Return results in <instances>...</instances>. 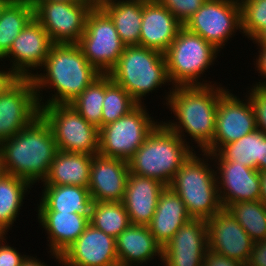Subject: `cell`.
<instances>
[{
  "instance_id": "f546056e",
  "label": "cell",
  "mask_w": 266,
  "mask_h": 266,
  "mask_svg": "<svg viewBox=\"0 0 266 266\" xmlns=\"http://www.w3.org/2000/svg\"><path fill=\"white\" fill-rule=\"evenodd\" d=\"M31 188L32 185L22 178L4 172L0 175V234H7L13 226Z\"/></svg>"
},
{
  "instance_id": "7dc6e473",
  "label": "cell",
  "mask_w": 266,
  "mask_h": 266,
  "mask_svg": "<svg viewBox=\"0 0 266 266\" xmlns=\"http://www.w3.org/2000/svg\"><path fill=\"white\" fill-rule=\"evenodd\" d=\"M12 78V76L6 70H0V91L4 85Z\"/></svg>"
},
{
  "instance_id": "603a6c76",
  "label": "cell",
  "mask_w": 266,
  "mask_h": 266,
  "mask_svg": "<svg viewBox=\"0 0 266 266\" xmlns=\"http://www.w3.org/2000/svg\"><path fill=\"white\" fill-rule=\"evenodd\" d=\"M37 212L38 222L47 231L49 252L61 264V255L90 224L89 217L58 211Z\"/></svg>"
},
{
  "instance_id": "4fadbf2b",
  "label": "cell",
  "mask_w": 266,
  "mask_h": 266,
  "mask_svg": "<svg viewBox=\"0 0 266 266\" xmlns=\"http://www.w3.org/2000/svg\"><path fill=\"white\" fill-rule=\"evenodd\" d=\"M34 18L53 44H78L91 9L84 2L31 1Z\"/></svg>"
},
{
  "instance_id": "60d3db41",
  "label": "cell",
  "mask_w": 266,
  "mask_h": 266,
  "mask_svg": "<svg viewBox=\"0 0 266 266\" xmlns=\"http://www.w3.org/2000/svg\"><path fill=\"white\" fill-rule=\"evenodd\" d=\"M246 266H266V239L254 242V246Z\"/></svg>"
},
{
  "instance_id": "816d5d0a",
  "label": "cell",
  "mask_w": 266,
  "mask_h": 266,
  "mask_svg": "<svg viewBox=\"0 0 266 266\" xmlns=\"http://www.w3.org/2000/svg\"><path fill=\"white\" fill-rule=\"evenodd\" d=\"M3 173V170H2V165H1V161H0V175Z\"/></svg>"
},
{
  "instance_id": "8d00e7d4",
  "label": "cell",
  "mask_w": 266,
  "mask_h": 266,
  "mask_svg": "<svg viewBox=\"0 0 266 266\" xmlns=\"http://www.w3.org/2000/svg\"><path fill=\"white\" fill-rule=\"evenodd\" d=\"M184 25L206 0H157Z\"/></svg>"
},
{
  "instance_id": "52a82bcc",
  "label": "cell",
  "mask_w": 266,
  "mask_h": 266,
  "mask_svg": "<svg viewBox=\"0 0 266 266\" xmlns=\"http://www.w3.org/2000/svg\"><path fill=\"white\" fill-rule=\"evenodd\" d=\"M218 53L220 51L211 43L182 26L164 53L170 83L173 86L219 84L200 79L201 74L204 75L209 66L214 64Z\"/></svg>"
},
{
  "instance_id": "ee69618b",
  "label": "cell",
  "mask_w": 266,
  "mask_h": 266,
  "mask_svg": "<svg viewBox=\"0 0 266 266\" xmlns=\"http://www.w3.org/2000/svg\"><path fill=\"white\" fill-rule=\"evenodd\" d=\"M260 201L266 206V172H260Z\"/></svg>"
},
{
  "instance_id": "ab89813d",
  "label": "cell",
  "mask_w": 266,
  "mask_h": 266,
  "mask_svg": "<svg viewBox=\"0 0 266 266\" xmlns=\"http://www.w3.org/2000/svg\"><path fill=\"white\" fill-rule=\"evenodd\" d=\"M203 266H246V265L237 260L230 259L226 256H223L208 249L204 256Z\"/></svg>"
},
{
  "instance_id": "d4e9b609",
  "label": "cell",
  "mask_w": 266,
  "mask_h": 266,
  "mask_svg": "<svg viewBox=\"0 0 266 266\" xmlns=\"http://www.w3.org/2000/svg\"><path fill=\"white\" fill-rule=\"evenodd\" d=\"M191 219L182 199L166 186L159 195L155 213L148 227L155 240L163 247L177 230Z\"/></svg>"
},
{
  "instance_id": "8992f818",
  "label": "cell",
  "mask_w": 266,
  "mask_h": 266,
  "mask_svg": "<svg viewBox=\"0 0 266 266\" xmlns=\"http://www.w3.org/2000/svg\"><path fill=\"white\" fill-rule=\"evenodd\" d=\"M109 75L138 104L149 92L171 84L164 54L140 45L126 46Z\"/></svg>"
},
{
  "instance_id": "f35d334b",
  "label": "cell",
  "mask_w": 266,
  "mask_h": 266,
  "mask_svg": "<svg viewBox=\"0 0 266 266\" xmlns=\"http://www.w3.org/2000/svg\"><path fill=\"white\" fill-rule=\"evenodd\" d=\"M5 237L6 234H0V266H21L28 255H22L19 250L8 245Z\"/></svg>"
},
{
  "instance_id": "f6af8a7d",
  "label": "cell",
  "mask_w": 266,
  "mask_h": 266,
  "mask_svg": "<svg viewBox=\"0 0 266 266\" xmlns=\"http://www.w3.org/2000/svg\"><path fill=\"white\" fill-rule=\"evenodd\" d=\"M253 43L258 44L259 48H266V28L261 30L253 39Z\"/></svg>"
},
{
  "instance_id": "ffe728a7",
  "label": "cell",
  "mask_w": 266,
  "mask_h": 266,
  "mask_svg": "<svg viewBox=\"0 0 266 266\" xmlns=\"http://www.w3.org/2000/svg\"><path fill=\"white\" fill-rule=\"evenodd\" d=\"M129 173L128 161L94 155L88 185L93 201L122 202Z\"/></svg>"
},
{
  "instance_id": "9a60e30c",
  "label": "cell",
  "mask_w": 266,
  "mask_h": 266,
  "mask_svg": "<svg viewBox=\"0 0 266 266\" xmlns=\"http://www.w3.org/2000/svg\"><path fill=\"white\" fill-rule=\"evenodd\" d=\"M52 45L49 34L33 18L14 39L9 53L3 58L11 57L8 73L12 77L32 78L35 75L32 70L43 66Z\"/></svg>"
},
{
  "instance_id": "277c9868",
  "label": "cell",
  "mask_w": 266,
  "mask_h": 266,
  "mask_svg": "<svg viewBox=\"0 0 266 266\" xmlns=\"http://www.w3.org/2000/svg\"><path fill=\"white\" fill-rule=\"evenodd\" d=\"M194 150L160 122L128 160L129 171L169 186Z\"/></svg>"
},
{
  "instance_id": "d6986e66",
  "label": "cell",
  "mask_w": 266,
  "mask_h": 266,
  "mask_svg": "<svg viewBox=\"0 0 266 266\" xmlns=\"http://www.w3.org/2000/svg\"><path fill=\"white\" fill-rule=\"evenodd\" d=\"M216 167L218 194L223 208L233 202L260 200V172L244 164L212 159ZM217 163V165H216Z\"/></svg>"
},
{
  "instance_id": "e575fe53",
  "label": "cell",
  "mask_w": 266,
  "mask_h": 266,
  "mask_svg": "<svg viewBox=\"0 0 266 266\" xmlns=\"http://www.w3.org/2000/svg\"><path fill=\"white\" fill-rule=\"evenodd\" d=\"M138 103L109 74H105V98L102 107V127L128 114Z\"/></svg>"
},
{
  "instance_id": "cb8c5ba5",
  "label": "cell",
  "mask_w": 266,
  "mask_h": 266,
  "mask_svg": "<svg viewBox=\"0 0 266 266\" xmlns=\"http://www.w3.org/2000/svg\"><path fill=\"white\" fill-rule=\"evenodd\" d=\"M115 242L119 266H145L156 256L162 261V246L148 226L130 224Z\"/></svg>"
},
{
  "instance_id": "c3c4849f",
  "label": "cell",
  "mask_w": 266,
  "mask_h": 266,
  "mask_svg": "<svg viewBox=\"0 0 266 266\" xmlns=\"http://www.w3.org/2000/svg\"><path fill=\"white\" fill-rule=\"evenodd\" d=\"M31 1L83 2V0H31Z\"/></svg>"
},
{
  "instance_id": "2e32d148",
  "label": "cell",
  "mask_w": 266,
  "mask_h": 266,
  "mask_svg": "<svg viewBox=\"0 0 266 266\" xmlns=\"http://www.w3.org/2000/svg\"><path fill=\"white\" fill-rule=\"evenodd\" d=\"M209 249L207 221L191 219L162 247L164 266H203Z\"/></svg>"
},
{
  "instance_id": "6da1fadb",
  "label": "cell",
  "mask_w": 266,
  "mask_h": 266,
  "mask_svg": "<svg viewBox=\"0 0 266 266\" xmlns=\"http://www.w3.org/2000/svg\"><path fill=\"white\" fill-rule=\"evenodd\" d=\"M171 87L173 88L170 89L165 100L176 122L174 120L161 122L189 145L184 135L187 133L195 144L197 143L200 151L205 152L215 135L219 97L227 89L221 84Z\"/></svg>"
},
{
  "instance_id": "7402d4cb",
  "label": "cell",
  "mask_w": 266,
  "mask_h": 266,
  "mask_svg": "<svg viewBox=\"0 0 266 266\" xmlns=\"http://www.w3.org/2000/svg\"><path fill=\"white\" fill-rule=\"evenodd\" d=\"M165 187L156 179L129 173L122 203L131 224L148 226L151 223Z\"/></svg>"
},
{
  "instance_id": "f1b7e54d",
  "label": "cell",
  "mask_w": 266,
  "mask_h": 266,
  "mask_svg": "<svg viewBox=\"0 0 266 266\" xmlns=\"http://www.w3.org/2000/svg\"><path fill=\"white\" fill-rule=\"evenodd\" d=\"M103 11L126 46L140 45L143 0H116Z\"/></svg>"
},
{
  "instance_id": "7bdbcfd3",
  "label": "cell",
  "mask_w": 266,
  "mask_h": 266,
  "mask_svg": "<svg viewBox=\"0 0 266 266\" xmlns=\"http://www.w3.org/2000/svg\"><path fill=\"white\" fill-rule=\"evenodd\" d=\"M116 0H83L91 10H103Z\"/></svg>"
},
{
  "instance_id": "ac0fdd59",
  "label": "cell",
  "mask_w": 266,
  "mask_h": 266,
  "mask_svg": "<svg viewBox=\"0 0 266 266\" xmlns=\"http://www.w3.org/2000/svg\"><path fill=\"white\" fill-rule=\"evenodd\" d=\"M63 266H119L115 238L89 224L61 255Z\"/></svg>"
},
{
  "instance_id": "b9f144b4",
  "label": "cell",
  "mask_w": 266,
  "mask_h": 266,
  "mask_svg": "<svg viewBox=\"0 0 266 266\" xmlns=\"http://www.w3.org/2000/svg\"><path fill=\"white\" fill-rule=\"evenodd\" d=\"M259 55H257L258 57L256 58V70L258 71V73H260L262 78H266V48H259ZM260 79L259 82H257L256 84H254V86H266V79L265 81Z\"/></svg>"
},
{
  "instance_id": "7c38bea8",
  "label": "cell",
  "mask_w": 266,
  "mask_h": 266,
  "mask_svg": "<svg viewBox=\"0 0 266 266\" xmlns=\"http://www.w3.org/2000/svg\"><path fill=\"white\" fill-rule=\"evenodd\" d=\"M39 115L33 79L12 77L0 91V143L16 135Z\"/></svg>"
},
{
  "instance_id": "4dcf8cb0",
  "label": "cell",
  "mask_w": 266,
  "mask_h": 266,
  "mask_svg": "<svg viewBox=\"0 0 266 266\" xmlns=\"http://www.w3.org/2000/svg\"><path fill=\"white\" fill-rule=\"evenodd\" d=\"M34 18L31 0H11L0 15V61L9 53L14 39Z\"/></svg>"
},
{
  "instance_id": "44dd1931",
  "label": "cell",
  "mask_w": 266,
  "mask_h": 266,
  "mask_svg": "<svg viewBox=\"0 0 266 266\" xmlns=\"http://www.w3.org/2000/svg\"><path fill=\"white\" fill-rule=\"evenodd\" d=\"M182 26L157 0H143L140 46L164 54Z\"/></svg>"
},
{
  "instance_id": "ba28073f",
  "label": "cell",
  "mask_w": 266,
  "mask_h": 266,
  "mask_svg": "<svg viewBox=\"0 0 266 266\" xmlns=\"http://www.w3.org/2000/svg\"><path fill=\"white\" fill-rule=\"evenodd\" d=\"M145 104L99 129V155L128 161L160 123L149 115Z\"/></svg>"
},
{
  "instance_id": "3957f363",
  "label": "cell",
  "mask_w": 266,
  "mask_h": 266,
  "mask_svg": "<svg viewBox=\"0 0 266 266\" xmlns=\"http://www.w3.org/2000/svg\"><path fill=\"white\" fill-rule=\"evenodd\" d=\"M57 151L51 127L40 114L16 135L0 143L2 170L31 185L43 182Z\"/></svg>"
},
{
  "instance_id": "f907efd6",
  "label": "cell",
  "mask_w": 266,
  "mask_h": 266,
  "mask_svg": "<svg viewBox=\"0 0 266 266\" xmlns=\"http://www.w3.org/2000/svg\"><path fill=\"white\" fill-rule=\"evenodd\" d=\"M262 172H266V162H262Z\"/></svg>"
},
{
  "instance_id": "5bb4252c",
  "label": "cell",
  "mask_w": 266,
  "mask_h": 266,
  "mask_svg": "<svg viewBox=\"0 0 266 266\" xmlns=\"http://www.w3.org/2000/svg\"><path fill=\"white\" fill-rule=\"evenodd\" d=\"M245 97L242 100L229 89L219 97L215 135L206 153H215L222 145L237 141L257 129L251 100L248 95Z\"/></svg>"
},
{
  "instance_id": "7a4b0ae2",
  "label": "cell",
  "mask_w": 266,
  "mask_h": 266,
  "mask_svg": "<svg viewBox=\"0 0 266 266\" xmlns=\"http://www.w3.org/2000/svg\"><path fill=\"white\" fill-rule=\"evenodd\" d=\"M42 68L44 73L38 74L37 70L32 77L40 108L46 105H70L101 75L88 62L78 44H53ZM50 88L54 89L55 94L51 93L52 96L44 103L40 91Z\"/></svg>"
},
{
  "instance_id": "1f68e13d",
  "label": "cell",
  "mask_w": 266,
  "mask_h": 266,
  "mask_svg": "<svg viewBox=\"0 0 266 266\" xmlns=\"http://www.w3.org/2000/svg\"><path fill=\"white\" fill-rule=\"evenodd\" d=\"M89 222L115 239L131 224L122 202H93Z\"/></svg>"
},
{
  "instance_id": "681fc988",
  "label": "cell",
  "mask_w": 266,
  "mask_h": 266,
  "mask_svg": "<svg viewBox=\"0 0 266 266\" xmlns=\"http://www.w3.org/2000/svg\"><path fill=\"white\" fill-rule=\"evenodd\" d=\"M11 0H0V15L2 10L5 8V6L10 2Z\"/></svg>"
},
{
  "instance_id": "83f0119b",
  "label": "cell",
  "mask_w": 266,
  "mask_h": 266,
  "mask_svg": "<svg viewBox=\"0 0 266 266\" xmlns=\"http://www.w3.org/2000/svg\"><path fill=\"white\" fill-rule=\"evenodd\" d=\"M211 157L218 161L242 163L262 172V162H266V134L256 129L237 141L222 145Z\"/></svg>"
},
{
  "instance_id": "9c48e42d",
  "label": "cell",
  "mask_w": 266,
  "mask_h": 266,
  "mask_svg": "<svg viewBox=\"0 0 266 266\" xmlns=\"http://www.w3.org/2000/svg\"><path fill=\"white\" fill-rule=\"evenodd\" d=\"M40 114L49 123L57 150L97 155L99 129L88 123L72 105H46Z\"/></svg>"
},
{
  "instance_id": "d6a6232c",
  "label": "cell",
  "mask_w": 266,
  "mask_h": 266,
  "mask_svg": "<svg viewBox=\"0 0 266 266\" xmlns=\"http://www.w3.org/2000/svg\"><path fill=\"white\" fill-rule=\"evenodd\" d=\"M226 209L254 242L266 239V206L260 200L233 202Z\"/></svg>"
},
{
  "instance_id": "8fae6325",
  "label": "cell",
  "mask_w": 266,
  "mask_h": 266,
  "mask_svg": "<svg viewBox=\"0 0 266 266\" xmlns=\"http://www.w3.org/2000/svg\"><path fill=\"white\" fill-rule=\"evenodd\" d=\"M183 27L221 51L237 30L242 32L240 1L206 0Z\"/></svg>"
},
{
  "instance_id": "74e56055",
  "label": "cell",
  "mask_w": 266,
  "mask_h": 266,
  "mask_svg": "<svg viewBox=\"0 0 266 266\" xmlns=\"http://www.w3.org/2000/svg\"><path fill=\"white\" fill-rule=\"evenodd\" d=\"M255 113L256 127L266 134V86H254L248 90Z\"/></svg>"
},
{
  "instance_id": "e0dca14e",
  "label": "cell",
  "mask_w": 266,
  "mask_h": 266,
  "mask_svg": "<svg viewBox=\"0 0 266 266\" xmlns=\"http://www.w3.org/2000/svg\"><path fill=\"white\" fill-rule=\"evenodd\" d=\"M207 229L210 250L247 264L254 241L226 208L207 220Z\"/></svg>"
},
{
  "instance_id": "5b68a950",
  "label": "cell",
  "mask_w": 266,
  "mask_h": 266,
  "mask_svg": "<svg viewBox=\"0 0 266 266\" xmlns=\"http://www.w3.org/2000/svg\"><path fill=\"white\" fill-rule=\"evenodd\" d=\"M202 153V158L195 151L191 154L177 171L169 187L185 203L192 219L207 221L223 207L218 194L215 169L207 163L209 159L212 160L211 154Z\"/></svg>"
},
{
  "instance_id": "30bf717a",
  "label": "cell",
  "mask_w": 266,
  "mask_h": 266,
  "mask_svg": "<svg viewBox=\"0 0 266 266\" xmlns=\"http://www.w3.org/2000/svg\"><path fill=\"white\" fill-rule=\"evenodd\" d=\"M78 45L100 74H109L113 70L126 47L113 21L103 10L88 13L85 31Z\"/></svg>"
},
{
  "instance_id": "bcb514c9",
  "label": "cell",
  "mask_w": 266,
  "mask_h": 266,
  "mask_svg": "<svg viewBox=\"0 0 266 266\" xmlns=\"http://www.w3.org/2000/svg\"><path fill=\"white\" fill-rule=\"evenodd\" d=\"M21 266H47L44 262L39 261V259L33 256H27V258L23 261Z\"/></svg>"
},
{
  "instance_id": "484cf974",
  "label": "cell",
  "mask_w": 266,
  "mask_h": 266,
  "mask_svg": "<svg viewBox=\"0 0 266 266\" xmlns=\"http://www.w3.org/2000/svg\"><path fill=\"white\" fill-rule=\"evenodd\" d=\"M37 211L76 213L90 218L93 198L88 187L74 185H43Z\"/></svg>"
},
{
  "instance_id": "d590c367",
  "label": "cell",
  "mask_w": 266,
  "mask_h": 266,
  "mask_svg": "<svg viewBox=\"0 0 266 266\" xmlns=\"http://www.w3.org/2000/svg\"><path fill=\"white\" fill-rule=\"evenodd\" d=\"M241 6L242 32L252 40L266 28V0H239Z\"/></svg>"
},
{
  "instance_id": "836d02e7",
  "label": "cell",
  "mask_w": 266,
  "mask_h": 266,
  "mask_svg": "<svg viewBox=\"0 0 266 266\" xmlns=\"http://www.w3.org/2000/svg\"><path fill=\"white\" fill-rule=\"evenodd\" d=\"M105 74H101L70 104L90 124L102 127Z\"/></svg>"
},
{
  "instance_id": "4316f807",
  "label": "cell",
  "mask_w": 266,
  "mask_h": 266,
  "mask_svg": "<svg viewBox=\"0 0 266 266\" xmlns=\"http://www.w3.org/2000/svg\"><path fill=\"white\" fill-rule=\"evenodd\" d=\"M93 156L58 150L43 185L88 187Z\"/></svg>"
}]
</instances>
